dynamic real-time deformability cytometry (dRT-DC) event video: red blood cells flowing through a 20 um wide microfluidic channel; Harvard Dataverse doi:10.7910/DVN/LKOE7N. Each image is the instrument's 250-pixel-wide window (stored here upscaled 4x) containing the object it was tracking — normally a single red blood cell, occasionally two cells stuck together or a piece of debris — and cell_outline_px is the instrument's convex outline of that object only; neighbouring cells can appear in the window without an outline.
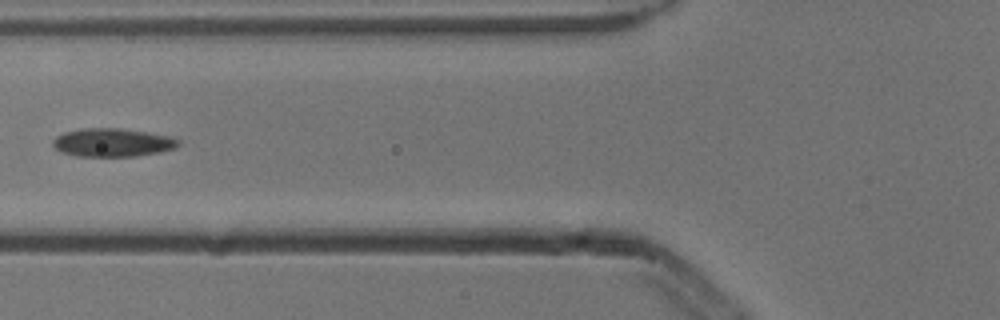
{"species": "common noctule bat (a hibernating species)", "species_latin": "Nyctalus noctula", "temperature_condition": "cold", "stored_images_in_passage": 4, "camera_frame_rate_fps": 3000, "um_per_image_px": 0.085, "animal": {"sex": "male", "body_mass_g": 13.3}, "frame": {"image": 1, "passage_image": 4, "time_ms": 1.0, "image_size_px": [1000, 320], "cell_outline_px": [[180, 144], [176, 148], [160, 152], [136, 156], [76, 156], [60, 152], [52, 144], [52, 140], [56, 136], [64, 132], [84, 128], [120, 128], [168, 136], [180, 140]], "centroid_in_image_um": [9.54, 12.12], "position_along_channel_um": 116.3, "area_um2": 20.69}}